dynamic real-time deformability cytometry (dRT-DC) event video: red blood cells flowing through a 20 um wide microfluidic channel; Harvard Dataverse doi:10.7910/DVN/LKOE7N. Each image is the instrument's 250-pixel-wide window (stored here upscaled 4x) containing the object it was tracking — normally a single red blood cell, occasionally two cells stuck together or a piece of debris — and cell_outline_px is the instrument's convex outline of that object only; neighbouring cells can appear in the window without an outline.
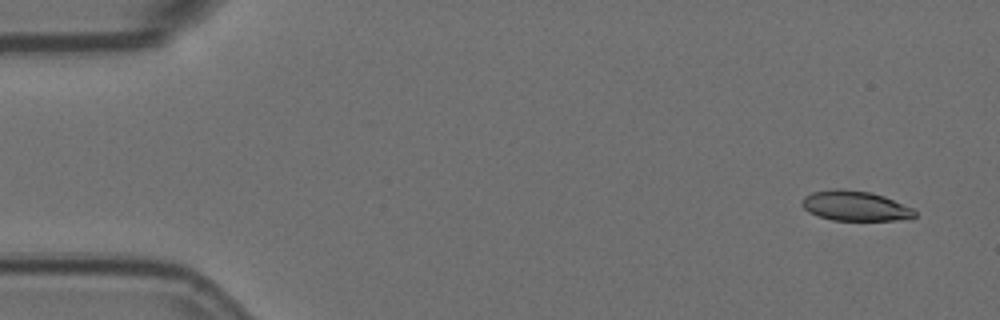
{"species": "Egyptian fruit bat (a non-hibernating species)", "species_latin": "Rousettus aegyptiacus", "temperature_condition": "room temperature", "stored_images_in_passage": 5, "camera_frame_rate_fps": 3000, "um_per_image_px": 0.085, "animal": {"sex": "female"}, "frame": {"image": 1, "passage_image": 1, "time_ms": 0.0, "image_size_px": [1000, 320], "cell_outline_px": [[916, 216], [912, 220], [832, 220], [816, 216], [808, 212], [800, 204], [804, 196], [812, 192], [836, 188], [844, 188], [872, 192], [884, 196], [912, 208], [916, 212]], "centroid_in_image_um": [72.68, 17.5], "position_along_channel_um": 12.3, "area_um2": 20.06}}
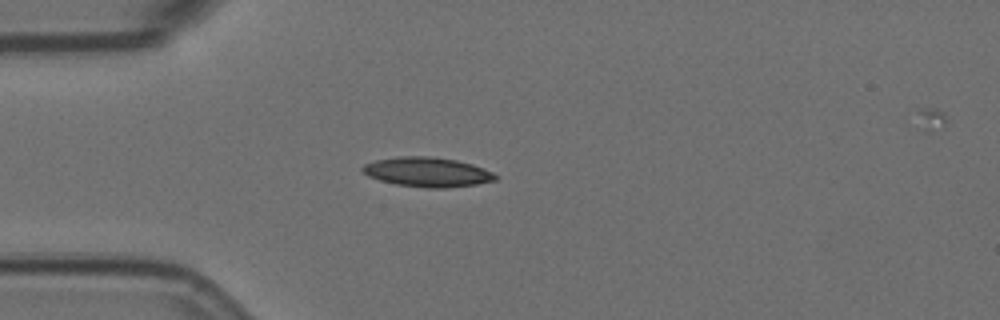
{"frame": {"image": 2, "passage_image": 4, "time_ms": 1.0, "image_size_px": [1000, 320], "cell_outline_px": [[496, 180], [476, 184], [444, 188], [428, 188], [396, 184], [380, 180], [368, 176], [360, 168], [364, 164], [376, 160], [396, 156], [428, 156], [456, 160], [472, 164], [484, 168], [492, 172], [496, 176]], "centroid_in_image_um": [36.3, 14.62], "position_along_channel_um": 48.7, "area_um2": 22.77}}